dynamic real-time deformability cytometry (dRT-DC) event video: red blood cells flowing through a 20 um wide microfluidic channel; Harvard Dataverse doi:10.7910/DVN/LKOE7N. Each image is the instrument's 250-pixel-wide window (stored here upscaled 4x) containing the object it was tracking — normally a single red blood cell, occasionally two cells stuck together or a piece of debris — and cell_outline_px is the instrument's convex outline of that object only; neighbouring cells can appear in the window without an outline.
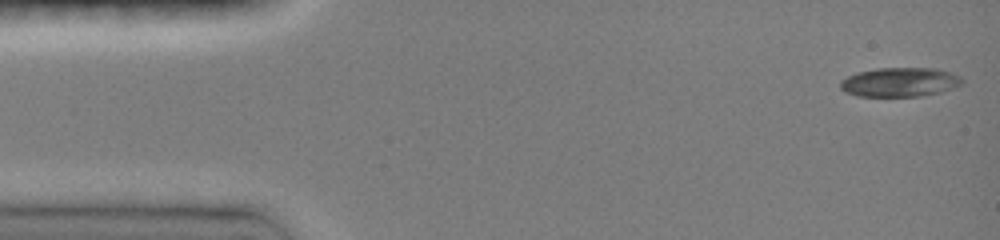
{"species": "common noctule bat (a hibernating species)", "species_latin": "Nyctalus noctula", "temperature_condition": "room temperature", "stored_images_in_passage": 24, "camera_frame_rate_fps": 3000, "um_per_image_px": 0.085, "animal": {"sex": "female", "body_mass_g": 19.0, "forearm_length_mm": 51.5}, "frame": {"image": 1, "passage_image": 1, "time_ms": 0.0, "image_size_px": [1000, 240], "cell_outline_px": [[964, 80], [960, 84], [952, 88], [940, 92], [920, 96], [856, 96], [844, 92], [840, 88], [840, 80], [856, 72], [876, 68], [936, 68], [960, 76]], "centroid_in_image_um": [76.43, 6.98], "position_along_channel_um": 8.6, "area_um2": 20.75}}
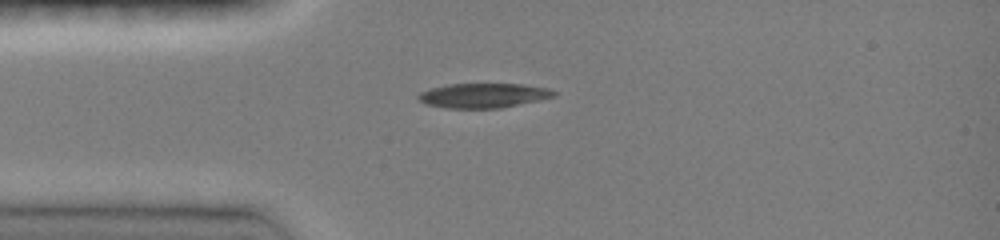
{"frame": {"image": 2, "passage_image": 19, "time_ms": 3.333, "image_size_px": [1000, 240], "cell_outline_px": [[556, 96], [500, 108], [444, 108], [428, 104], [420, 100], [416, 96], [420, 92], [432, 88], [448, 84], [524, 84], [548, 88], [556, 92]], "centroid_in_image_um": [41.09, 8.11], "position_along_channel_um": 43.9, "area_um2": 19.25}}